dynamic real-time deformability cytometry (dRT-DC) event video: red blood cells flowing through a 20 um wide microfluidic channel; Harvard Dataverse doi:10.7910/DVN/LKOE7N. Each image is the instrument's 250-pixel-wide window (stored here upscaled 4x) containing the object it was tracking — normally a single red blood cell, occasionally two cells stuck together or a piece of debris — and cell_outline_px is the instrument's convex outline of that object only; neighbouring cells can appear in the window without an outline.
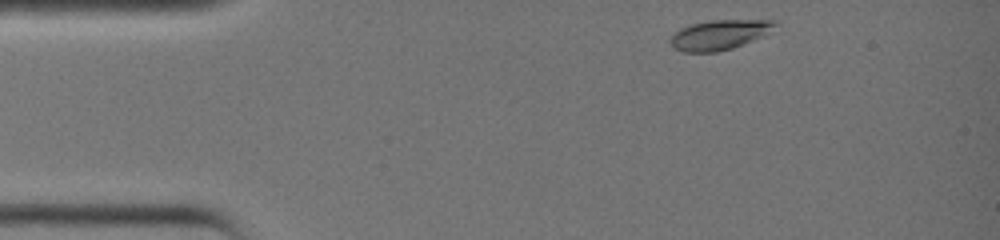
{"species": "common noctule bat (a hibernating species)", "species_latin": "Nyctalus noctula", "temperature_condition": "warm", "stored_images_in_passage": 29, "segment_of_instrument_passage": [1, 2], "camera_frame_rate_fps": 3000, "um_per_image_px": 0.085, "animal": {"sex": "female", "body_mass_g": 19.0, "forearm_length_mm": 51.5}, "frame": {"image": 1, "passage_image": 1, "time_ms": 0.0, "image_size_px": [1000, 240], "cell_outline_px": [[780, 24], [764, 36], [732, 48], [716, 52], [684, 52], [676, 48], [672, 44], [672, 36], [680, 28], [692, 24], [708, 20], [776, 20]], "centroid_in_image_um": [61.23, 2.94], "position_along_channel_um": 23.8, "area_um2": 18.09}}
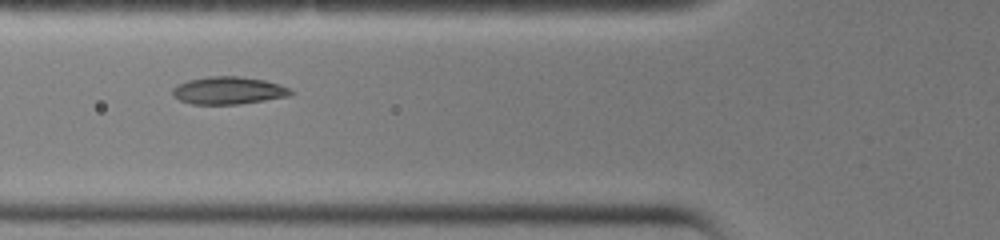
{"frame": {"image": 2, "passage_image": 10, "time_ms": 3.0, "image_size_px": [1000, 240], "cell_outline_px": [[296, 92], [292, 96], [240, 104], [192, 104], [180, 100], [172, 96], [172, 88], [176, 84], [188, 80], [208, 76], [240, 76], [264, 80], [292, 88]], "centroid_in_image_um": [19.45, 7.69], "position_along_channel_um": 106.4, "area_um2": 19.31}}
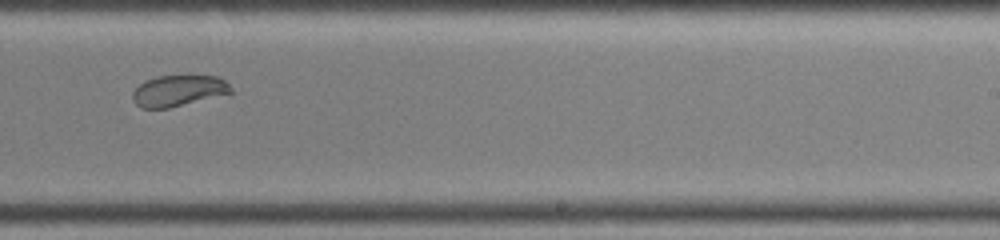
{"frame": {"image": 3, "passage_image": 20, "time_ms": 6.333, "image_size_px": [1000, 240], "cell_outline_px": [[232, 92], [168, 108], [140, 108], [132, 100], [132, 92], [144, 80], [156, 76], [220, 76], [232, 88]], "centroid_in_image_um": [15.11, 7.7], "position_along_channel_um": 273.9, "area_um2": 17.63}}